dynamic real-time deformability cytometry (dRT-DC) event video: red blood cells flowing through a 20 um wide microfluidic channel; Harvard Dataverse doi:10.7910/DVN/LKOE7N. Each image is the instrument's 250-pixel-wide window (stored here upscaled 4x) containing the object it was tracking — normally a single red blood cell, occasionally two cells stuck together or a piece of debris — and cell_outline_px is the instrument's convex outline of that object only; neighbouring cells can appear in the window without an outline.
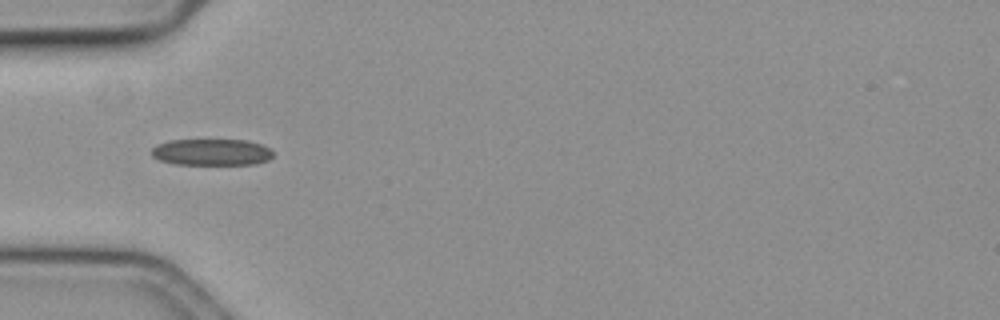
{"species": "common noctule bat (a hibernating species)", "species_latin": "Nyctalus noctula", "temperature_condition": "cold", "stored_images_in_passage": 14, "camera_frame_rate_fps": 3000, "um_per_image_px": 0.085, "animal": {"sex": "female", "body_mass_g": 19.3, "forearm_length_mm": 54.1}, "frame": {"image": 1, "passage_image": 5, "time_ms": 1.333, "image_size_px": [1000, 320], "cell_outline_px": [[272, 156], [268, 160], [256, 164], [176, 164], [160, 160], [152, 156], [152, 148], [156, 144], [168, 140], [248, 140], [260, 144], [268, 148], [272, 152]], "centroid_in_image_um": [17.96, 12.93], "position_along_channel_um": 67.0, "area_um2": 18.73}}
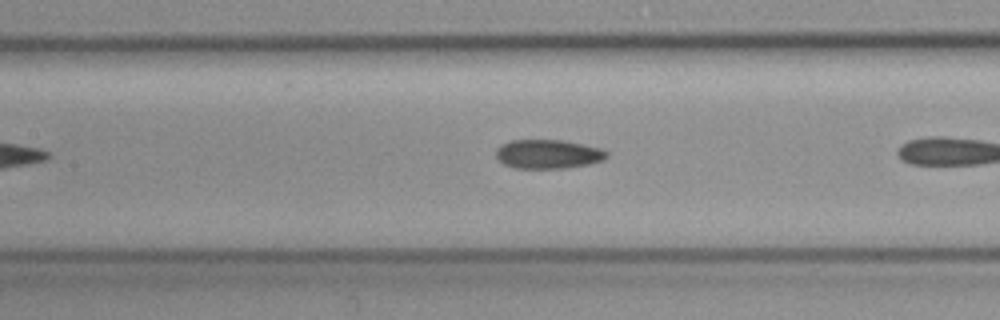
{"frame": {"image": 2, "passage_image": 10, "time_ms": 3.0, "image_size_px": [1000, 320], "cell_outline_px": [[608, 156], [604, 160], [588, 164], [568, 168], [512, 168], [496, 160], [496, 148], [512, 140], [560, 140], [584, 144], [600, 148], [608, 152]], "centroid_in_image_um": [46.58, 13.1], "position_along_channel_um": 160.8, "area_um2": 18.84}}